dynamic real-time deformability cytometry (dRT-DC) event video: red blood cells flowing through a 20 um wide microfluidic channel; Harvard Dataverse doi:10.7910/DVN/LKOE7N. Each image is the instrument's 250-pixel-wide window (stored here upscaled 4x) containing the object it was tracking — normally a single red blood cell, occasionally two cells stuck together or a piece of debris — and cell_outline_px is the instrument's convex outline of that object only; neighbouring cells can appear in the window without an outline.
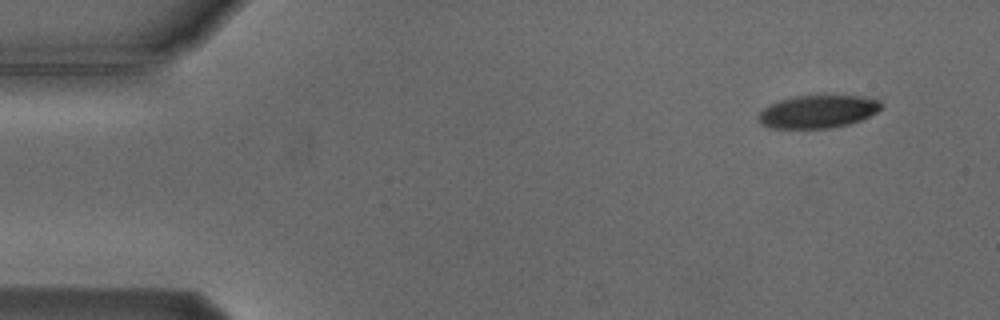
{"species": "Egyptian fruit bat (a non-hibernating species)", "species_latin": "Rousettus aegyptiacus", "temperature_condition": "cold", "stored_images_in_passage": 4, "camera_frame_rate_fps": 3000, "um_per_image_px": 0.085, "animal": {"sex": "male"}, "frame": {"image": 1, "passage_image": 1, "time_ms": 0.0, "image_size_px": [1000, 320], "cell_outline_px": [[884, 108], [860, 120], [848, 124], [828, 128], [772, 128], [764, 124], [760, 120], [760, 112], [764, 108], [780, 100], [792, 96], [824, 92], [828, 92], [860, 96], [880, 100], [884, 104]], "centroid_in_image_um": [69.61, 9.41], "position_along_channel_um": 15.4, "area_um2": 24.22}}
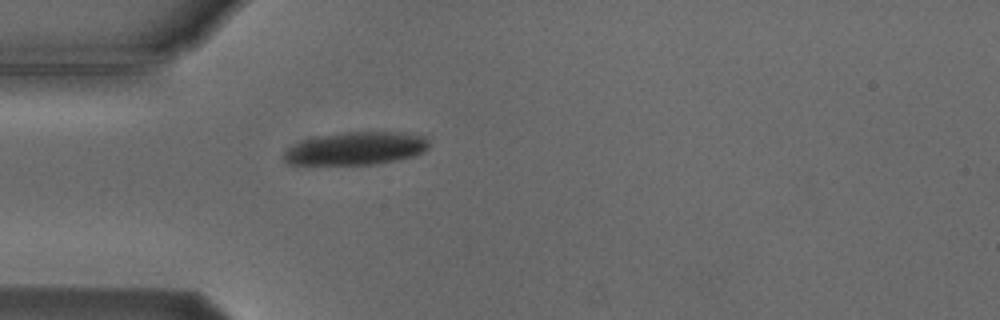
{"frame": {"image": 2, "passage_image": 4, "time_ms": 3.667, "image_size_px": [1000, 320], "cell_outline_px": [[428, 148], [424, 152], [412, 156], [396, 160], [376, 164], [288, 164], [280, 156], [292, 144], [316, 136], [344, 132], [404, 132], [424, 136], [428, 140]], "centroid_in_image_um": [30.23, 12.61], "position_along_channel_um": 54.8, "area_um2": 27.92}}